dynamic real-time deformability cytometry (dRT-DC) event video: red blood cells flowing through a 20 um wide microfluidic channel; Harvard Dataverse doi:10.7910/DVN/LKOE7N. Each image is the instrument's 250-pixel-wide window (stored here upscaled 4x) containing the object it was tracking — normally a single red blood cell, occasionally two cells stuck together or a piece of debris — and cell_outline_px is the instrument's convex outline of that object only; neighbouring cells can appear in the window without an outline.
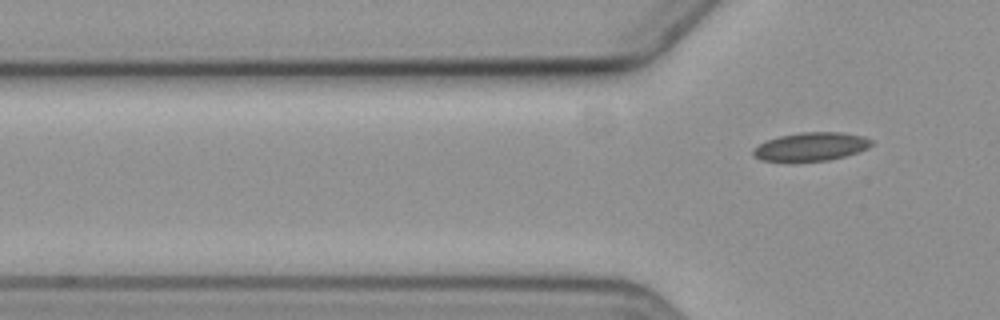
{"species": "common noctule bat (a hibernating species)", "species_latin": "Nyctalus noctula", "temperature_condition": "cold", "stored_images_in_passage": 8, "segment_of_instrument_passage": [2, 2], "camera_frame_rate_fps": 3000, "um_per_image_px": 0.085, "animal": {"sex": "female", "body_mass_g": 19.3, "forearm_length_mm": 54.1}, "frame": {"image": 1, "passage_image": 8, "time_ms": 9.0, "image_size_px": [1000, 320], "cell_outline_px": [[872, 144], [868, 148], [860, 152], [828, 160], [792, 164], [788, 164], [760, 160], [752, 156], [752, 148], [768, 140], [780, 136], [800, 132], [844, 132], [864, 136], [872, 140]], "centroid_in_image_um": [68.88, 12.51], "position_along_channel_um": 56.9, "area_um2": 20.46}}